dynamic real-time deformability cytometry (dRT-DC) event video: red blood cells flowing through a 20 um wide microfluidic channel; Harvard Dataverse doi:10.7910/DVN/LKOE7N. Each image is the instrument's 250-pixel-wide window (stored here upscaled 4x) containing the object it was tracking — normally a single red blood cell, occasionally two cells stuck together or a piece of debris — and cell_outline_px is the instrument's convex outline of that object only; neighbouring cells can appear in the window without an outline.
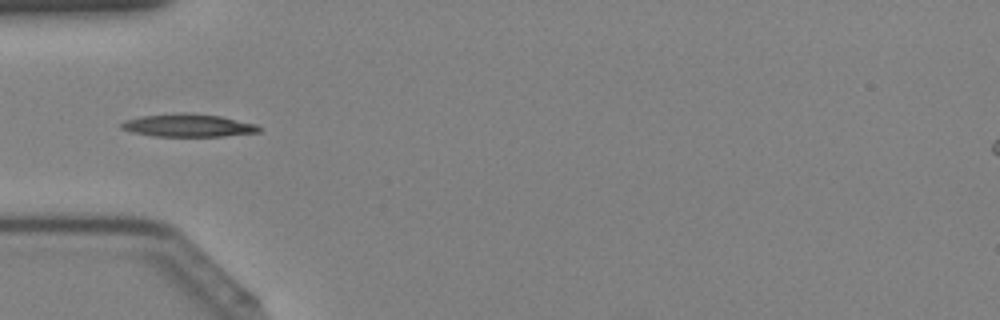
{"species": "Egyptian fruit bat (a non-hibernating species)", "species_latin": "Rousettus aegyptiacus", "temperature_condition": "cold", "stored_images_in_passage": 35, "camera_frame_rate_fps": 3000, "um_per_image_px": 0.085, "animal": {"sex": "female"}, "frame": {"image": 1, "passage_image": 7, "time_ms": 2.0, "image_size_px": [1000, 320], "cell_outline_px": [[260, 132], [224, 136], [152, 136], [132, 132], [120, 128], [120, 124], [124, 120], [140, 116], [180, 112], [188, 112], [220, 116], [256, 124], [260, 128]], "centroid_in_image_um": [15.95, 10.65], "position_along_channel_um": 69.0, "area_um2": 18.44}}
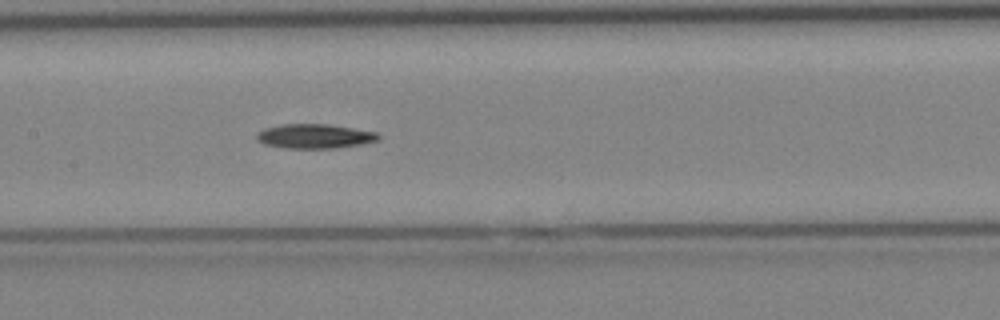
{"frame": {"image": 2, "passage_image": 14, "time_ms": 4.333, "image_size_px": [1000, 320], "cell_outline_px": [[380, 140], [360, 144], [336, 148], [284, 148], [264, 144], [256, 140], [256, 132], [264, 128], [284, 124], [328, 124], [376, 132], [380, 136]], "centroid_in_image_um": [26.71, 11.58], "position_along_channel_um": 180.7, "area_um2": 17.34}}
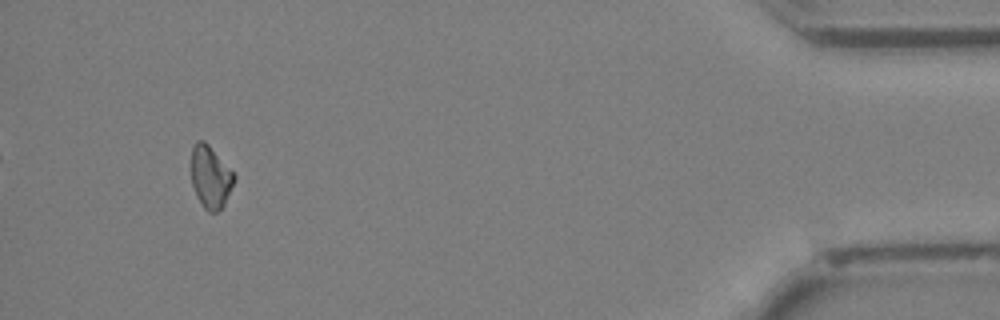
{"frame": {"image": 3, "passage_image": 33, "time_ms": 10.667, "image_size_px": [1000, 320], "cell_outline_px": [[236, 176], [224, 204], [216, 212], [208, 212], [204, 208], [196, 196], [192, 184], [192, 148], [196, 140], [204, 140], [208, 144]], "centroid_in_image_um": [17.87, 15.04], "position_along_channel_um": 417.3, "area_um2": 15.26}}